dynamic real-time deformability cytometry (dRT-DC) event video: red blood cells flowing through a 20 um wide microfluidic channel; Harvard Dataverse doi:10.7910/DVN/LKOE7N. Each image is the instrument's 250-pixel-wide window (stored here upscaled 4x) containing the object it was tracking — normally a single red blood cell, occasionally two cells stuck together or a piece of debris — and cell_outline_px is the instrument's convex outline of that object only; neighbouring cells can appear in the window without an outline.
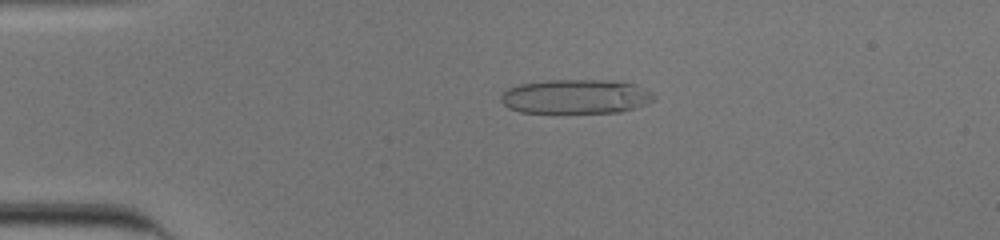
{"species": "human", "species_latin": "Homo sapiens", "temperature_condition": "cold", "stored_images_in_passage": 53, "camera_frame_rate_fps": 3000, "um_per_image_px": 0.085, "donor": {"sex": "male"}, "frame": {"image": 1, "passage_image": 13, "time_ms": 4.0, "image_size_px": [1000, 240], "cell_outline_px": [[656, 100], [636, 108], [620, 112], [520, 112], [508, 108], [500, 100], [500, 96], [508, 88], [520, 84], [544, 80], [608, 80], [636, 84], [644, 88], [656, 96]], "centroid_in_image_um": [48.96, 8.2], "position_along_channel_um": 36.0, "area_um2": 30.69}}
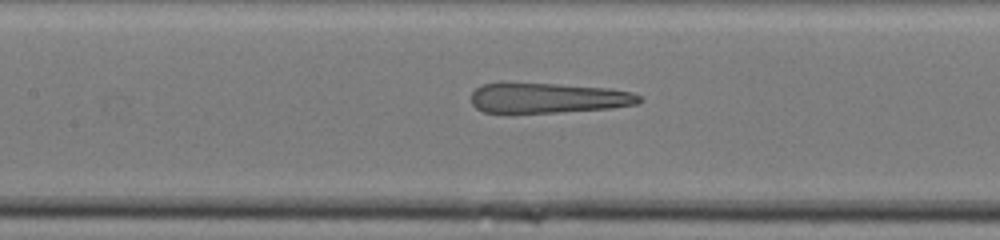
{"frame": {"image": 2, "passage_image": 26, "time_ms": 8.333, "image_size_px": [1000, 240], "cell_outline_px": [[644, 100], [640, 104], [612, 108], [556, 112], [484, 112], [476, 108], [472, 104], [472, 92], [476, 88], [484, 84], [556, 84], [612, 88], [632, 92], [640, 96]], "centroid_in_image_um": [46.69, 8.33], "position_along_channel_um": 160.7, "area_um2": 29.25}}
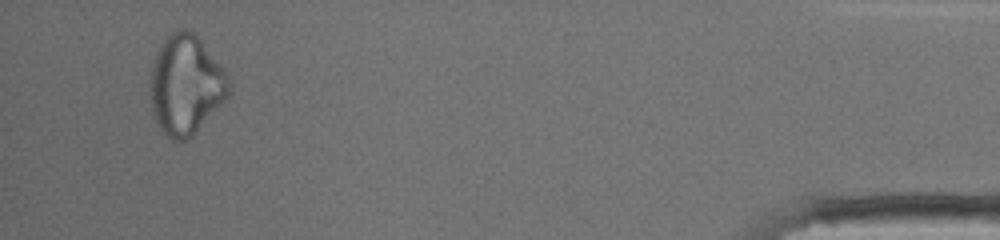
{"frame": {"image": 3, "passage_image": 51, "time_ms": 16.667, "image_size_px": [1000, 240], "cell_outline_px": [[232, 92], [192, 136], [184, 140], [172, 140], [156, 124], [152, 108], [148, 84], [152, 64], [156, 52], [164, 40], [176, 28], [184, 28], [192, 32], [200, 40], [224, 68], [232, 84]], "centroid_in_image_um": [15.79, 7.21], "position_along_channel_um": 419.4, "area_um2": 45.84}, "authors_computed_cell_mechanics": {"area_um2": 31.7322, "velocity_mm_per_s": 3.9455, "shape_relaxation_time_tau1_ms": null, "shape_relaxation_time_tau2_ms": 1.9227, "deformation_change_tau1": null, "deformation_change_tau2": 0.1459}}